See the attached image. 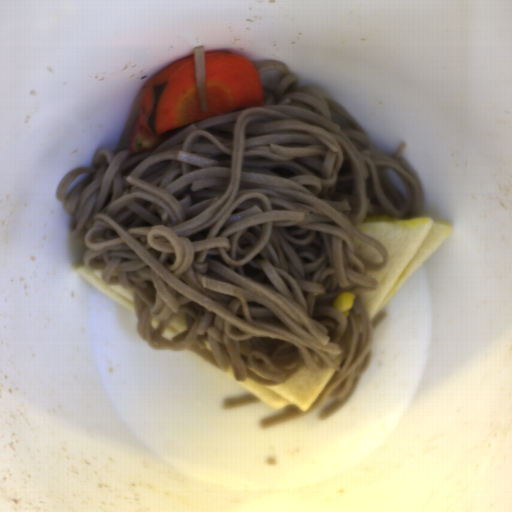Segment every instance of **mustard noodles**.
<instances>
[{
  "label": "mustard noodles",
  "instance_id": "1",
  "mask_svg": "<svg viewBox=\"0 0 512 512\" xmlns=\"http://www.w3.org/2000/svg\"><path fill=\"white\" fill-rule=\"evenodd\" d=\"M263 107L164 131L150 151L100 149L71 170L56 197L84 239L85 267L107 286L132 289L138 336L154 351H190L235 381L273 386L301 369L334 373L306 411L287 405L262 429L305 416L328 398L325 419L348 403L372 357L375 330L360 294L376 291L367 271L389 258L357 226L369 215L413 218L423 190L411 163L375 146L335 100L300 86L281 61L254 62ZM391 169L407 198L382 172ZM358 236L380 250L360 258ZM353 292L344 317L331 306ZM184 312L186 331L165 339Z\"/></svg>",
  "mask_w": 512,
  "mask_h": 512
},
{
  "label": "mustard noodles",
  "instance_id": "2",
  "mask_svg": "<svg viewBox=\"0 0 512 512\" xmlns=\"http://www.w3.org/2000/svg\"><path fill=\"white\" fill-rule=\"evenodd\" d=\"M196 92L203 112L208 111L206 99L205 46L194 47Z\"/></svg>",
  "mask_w": 512,
  "mask_h": 512
},
{
  "label": "mustard noodles",
  "instance_id": "3",
  "mask_svg": "<svg viewBox=\"0 0 512 512\" xmlns=\"http://www.w3.org/2000/svg\"><path fill=\"white\" fill-rule=\"evenodd\" d=\"M261 401L258 397L248 393L238 398H226L222 401L223 410L240 408Z\"/></svg>",
  "mask_w": 512,
  "mask_h": 512
}]
</instances>
